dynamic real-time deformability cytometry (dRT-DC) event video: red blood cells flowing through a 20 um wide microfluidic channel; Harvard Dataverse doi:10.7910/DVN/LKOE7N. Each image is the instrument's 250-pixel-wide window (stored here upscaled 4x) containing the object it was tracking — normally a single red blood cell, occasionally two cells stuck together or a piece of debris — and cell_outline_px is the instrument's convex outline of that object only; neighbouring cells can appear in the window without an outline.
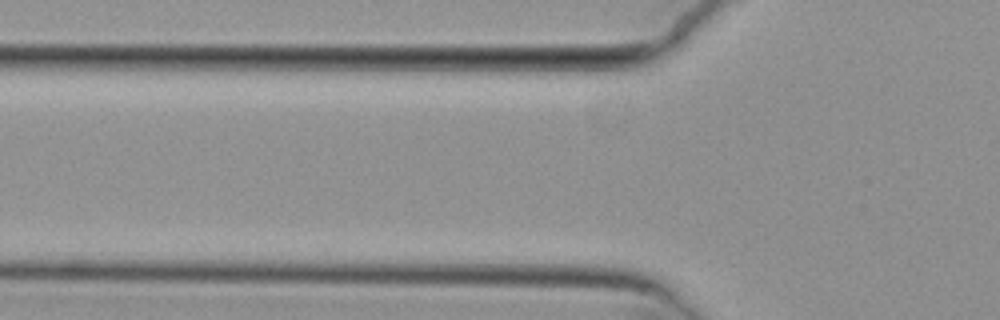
{"species": "common noctule bat (a hibernating species)", "species_latin": "Nyctalus noctula", "temperature_condition": "cold", "stored_images_in_passage": 3, "camera_frame_rate_fps": 3000, "um_per_image_px": 0.085, "animal": {"sex": "female", "body_mass_g": 29.2, "forearm_length_mm": 56.3}, "frame": {"image": 1, "passage_image": 3, "time_ms": 0.667, "image_size_px": [1000, 320], "cell_outline_px": [[660, 16], [652, 24], [628, 28], [476, 28], [476, 24], [660, 12]], "centroid_in_image_um": [49.49, 1.89], "position_along_channel_um": 76.3, "area_um2": 12.48}}